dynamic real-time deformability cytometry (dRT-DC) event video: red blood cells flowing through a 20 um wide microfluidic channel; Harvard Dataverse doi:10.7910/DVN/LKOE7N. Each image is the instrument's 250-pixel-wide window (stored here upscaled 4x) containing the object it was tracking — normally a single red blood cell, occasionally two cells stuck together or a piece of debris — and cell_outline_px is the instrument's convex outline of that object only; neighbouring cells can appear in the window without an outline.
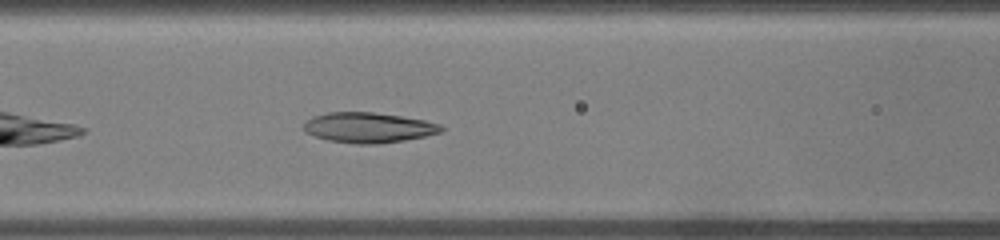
{"species": "common noctule bat (a hibernating species)", "species_latin": "Nyctalus noctula", "temperature_condition": "warm", "stored_images_in_passage": 28, "camera_frame_rate_fps": 3000, "um_per_image_px": 0.085, "animal": {"sex": "male", "body_mass_g": 19.0, "forearm_length_mm": 50.8}, "frame": {"image": 1, "passage_image": 7, "time_ms": 2.0, "image_size_px": [1000, 240], "cell_outline_px": [[444, 128], [440, 132], [424, 136], [404, 140], [376, 144], [356, 144], [328, 140], [304, 132], [304, 124], [312, 116], [328, 112], [372, 112], [400, 116], [424, 120], [440, 124]], "centroid_in_image_um": [31.29, 10.84], "position_along_channel_um": 135.3, "area_um2": 24.04}}
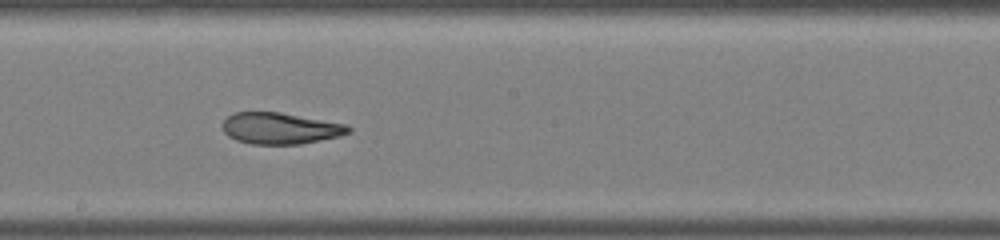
{"frame": {"image": 2, "passage_image": 12, "time_ms": 3.667, "image_size_px": [1000, 240], "cell_outline_px": [[352, 132], [340, 136], [300, 144], [252, 144], [236, 140], [228, 136], [224, 132], [224, 120], [232, 112], [280, 112], [348, 124], [352, 128]], "centroid_in_image_um": [23.86, 10.9], "position_along_channel_um": 224.3, "area_um2": 23.12}}
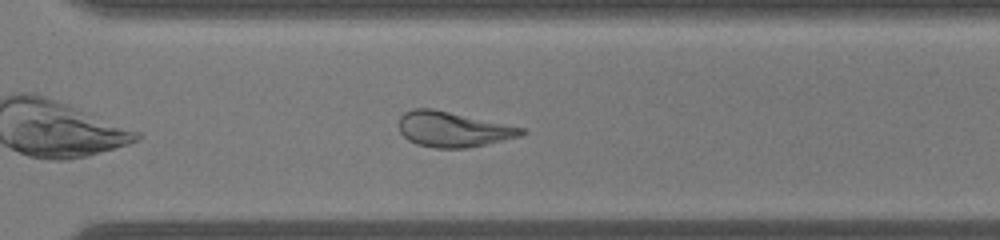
{"frame": {"image": 3, "passage_image": 18, "time_ms": 5.667, "image_size_px": [1000, 240], "cell_outline_px": [[528, 132], [520, 136], [488, 144], [464, 148], [436, 148], [416, 144], [408, 140], [400, 132], [400, 116], [404, 112], [412, 108], [432, 108], [524, 128]], "centroid_in_image_um": [38.5, 10.99], "position_along_channel_um": 332.1, "area_um2": 25.09}}